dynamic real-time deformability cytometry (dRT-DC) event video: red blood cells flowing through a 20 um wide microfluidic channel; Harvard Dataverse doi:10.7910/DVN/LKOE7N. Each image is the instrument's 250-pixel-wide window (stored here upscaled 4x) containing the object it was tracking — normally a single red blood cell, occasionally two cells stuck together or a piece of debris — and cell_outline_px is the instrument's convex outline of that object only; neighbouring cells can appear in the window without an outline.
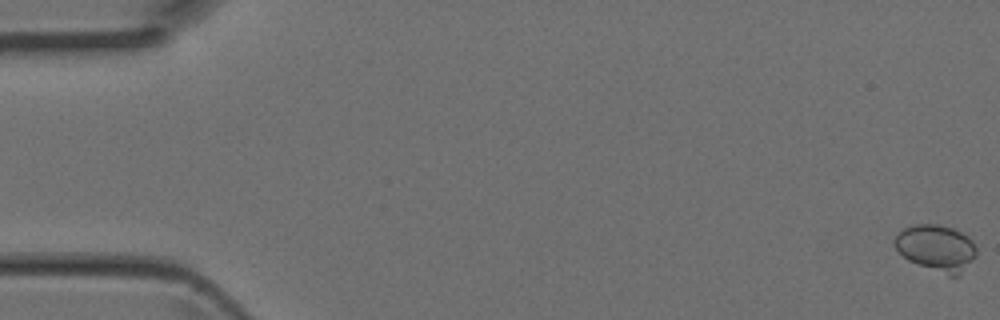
{"species": "Egyptian fruit bat (a non-hibernating species)", "species_latin": "Rousettus aegyptiacus", "temperature_condition": "room temperature", "stored_images_in_passage": 5, "camera_frame_rate_fps": 3000, "um_per_image_px": 0.085, "animal": {"sex": "female"}, "frame": {"image": 1, "passage_image": 1, "time_ms": 0.0, "image_size_px": [1000, 320], "cell_outline_px": [[976, 256], [956, 276], [948, 276], [908, 260], [892, 244], [892, 240], [896, 232], [904, 228], [916, 224], [936, 224], [952, 228], [968, 236], [972, 240], [976, 248]], "centroid_in_image_um": [79.54, 21.05], "position_along_channel_um": 5.5, "area_um2": 22.02}}
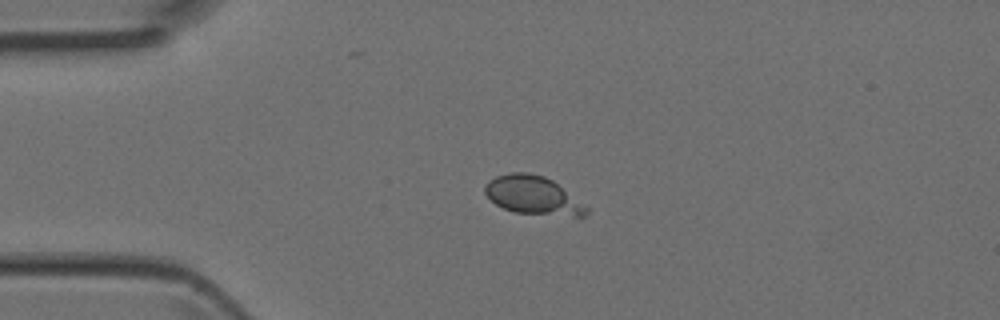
{"frame": {"image": 2, "passage_image": 4, "time_ms": 1.0, "image_size_px": [1000, 320], "cell_outline_px": [[588, 212], [584, 216], [576, 216], [512, 212], [496, 204], [484, 192], [484, 184], [488, 180], [496, 176], [512, 172], [528, 172], [544, 176], [552, 180], [588, 208]], "centroid_in_image_um": [45.26, 16.59], "position_along_channel_um": 39.7, "area_um2": 22.43}}